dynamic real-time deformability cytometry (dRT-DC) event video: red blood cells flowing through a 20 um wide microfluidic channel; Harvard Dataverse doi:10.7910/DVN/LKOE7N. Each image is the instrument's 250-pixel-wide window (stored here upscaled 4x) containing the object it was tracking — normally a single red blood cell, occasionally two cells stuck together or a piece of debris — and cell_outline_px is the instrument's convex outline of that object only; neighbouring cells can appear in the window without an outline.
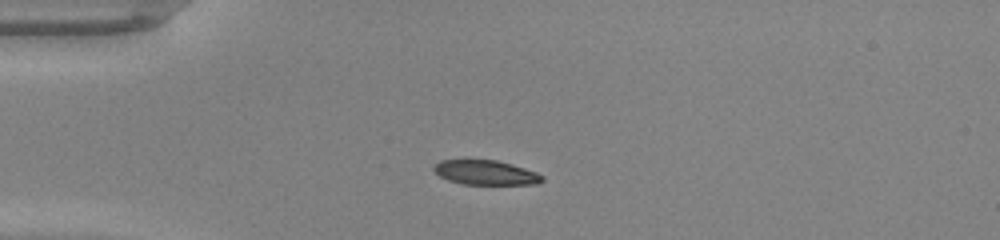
{"species": "common noctule bat (a hibernating species)", "species_latin": "Nyctalus noctula", "temperature_condition": "warm", "stored_images_in_passage": 36, "camera_frame_rate_fps": 3000, "um_per_image_px": 0.085, "animal": {"sex": "male", "body_mass_g": 20.0, "forearm_length_mm": 53.3}, "frame": {"image": 1, "passage_image": 1, "time_ms": 0.0, "image_size_px": [1000, 240], "cell_outline_px": [[544, 180], [536, 184], [464, 184], [448, 180], [440, 176], [432, 168], [440, 160], [496, 160], [512, 164], [536, 172], [544, 176]], "centroid_in_image_um": [41.3, 14.67], "position_along_channel_um": 43.7, "area_um2": 15.37}}
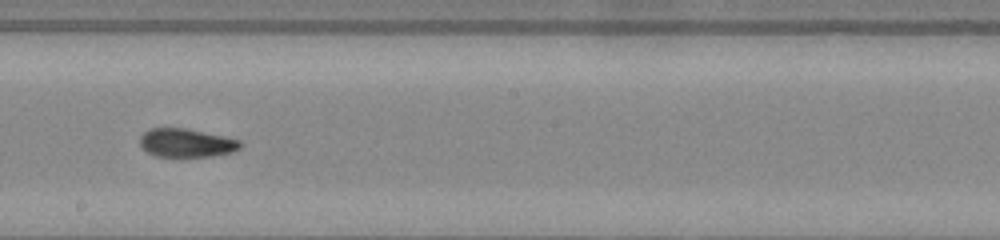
{"frame": {"image": 2, "passage_image": 16, "time_ms": 5.0, "image_size_px": [1000, 240], "cell_outline_px": [[244, 144], [240, 148], [232, 152], [212, 156], [156, 156], [148, 152], [140, 144], [140, 136], [144, 132], [152, 128], [184, 128], [224, 136], [240, 140]], "centroid_in_image_um": [15.87, 12.14], "position_along_channel_um": 232.3, "area_um2": 16.53}}
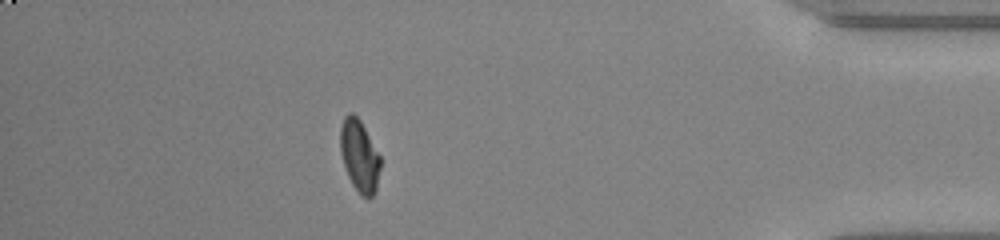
{"frame": {"image": 3, "passage_image": 31, "time_ms": 10.0, "image_size_px": [1000, 240], "cell_outline_px": [[380, 168], [376, 188], [372, 196], [368, 200], [360, 196], [352, 184], [348, 176], [340, 152], [340, 128], [344, 116], [348, 112], [352, 112], [360, 120], [380, 156]], "centroid_in_image_um": [30.54, 13.26], "position_along_channel_um": 404.7, "area_um2": 16.82}, "authors_computed_cell_mechanics": {"area_um2": 16.8198, "velocity_mm_per_s": 4.309, "shape_relaxation_time_tau1_ms": 11.1877, "shape_relaxation_time_tau2_ms": 1.8973, "deformation_change_tau1": 0.3325, "deformation_change_tau2": 0.0464}}